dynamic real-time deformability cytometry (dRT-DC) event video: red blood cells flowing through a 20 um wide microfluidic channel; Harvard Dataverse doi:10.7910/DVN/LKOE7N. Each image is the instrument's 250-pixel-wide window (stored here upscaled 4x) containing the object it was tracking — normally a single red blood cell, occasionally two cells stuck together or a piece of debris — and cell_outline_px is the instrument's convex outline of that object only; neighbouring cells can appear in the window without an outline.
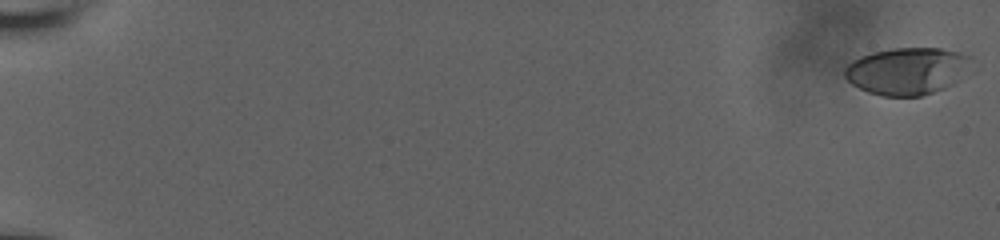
{"species": "human", "species_latin": "Homo sapiens", "temperature_condition": "room temperature", "stored_images_in_passage": 12, "camera_frame_rate_fps": 3000, "um_per_image_px": 0.085, "donor": {"sex": "male"}, "frame": {"image": 1, "passage_image": 1, "time_ms": 0.0, "image_size_px": [1000, 240], "cell_outline_px": [[972, 56], [956, 80], [952, 84], [944, 88], [920, 96], [884, 96], [868, 92], [852, 84], [844, 76], [844, 68], [852, 60], [860, 56], [872, 52], [892, 48], [940, 48], [960, 52]], "centroid_in_image_um": [77.02, 6.02], "position_along_channel_um": 8.0, "area_um2": 34.28}}